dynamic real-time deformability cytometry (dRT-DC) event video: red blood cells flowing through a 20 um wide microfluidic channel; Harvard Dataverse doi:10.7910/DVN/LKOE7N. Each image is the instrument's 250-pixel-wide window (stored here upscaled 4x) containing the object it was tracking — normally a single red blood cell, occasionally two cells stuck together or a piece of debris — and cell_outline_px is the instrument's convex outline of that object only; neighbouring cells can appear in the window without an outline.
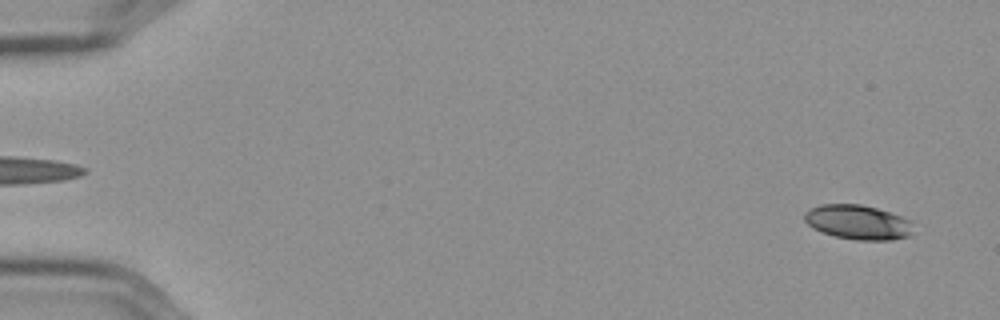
{"species": "Egyptian fruit bat (a non-hibernating species)", "species_latin": "Rousettus aegyptiacus", "temperature_condition": "cold", "stored_images_in_passage": 57, "camera_frame_rate_fps": 3000, "um_per_image_px": 0.085, "frame": {"image": 1, "passage_image": 3, "time_ms": 0.667, "image_size_px": [1000, 320], "cell_outline_px": [[912, 232], [908, 236], [892, 240], [856, 240], [836, 236], [812, 228], [804, 220], [804, 212], [808, 208], [824, 204], [860, 204], [876, 208], [912, 220]], "centroid_in_image_um": [72.91, 18.88], "position_along_channel_um": 12.1, "area_um2": 21.85}}
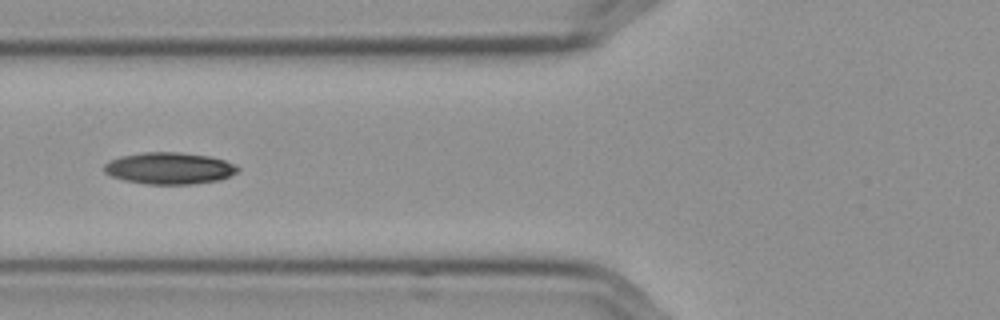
{"frame": {"image": 2, "passage_image": 23, "time_ms": 7.333, "image_size_px": [1000, 320], "cell_outline_px": [[240, 168], [236, 172], [220, 180], [192, 184], [144, 184], [124, 180], [112, 176], [104, 172], [104, 164], [108, 160], [120, 156], [144, 152], [176, 152], [208, 156], [224, 160]], "centroid_in_image_um": [14.34, 14.3], "position_along_channel_um": 111.5, "area_um2": 24.62}}
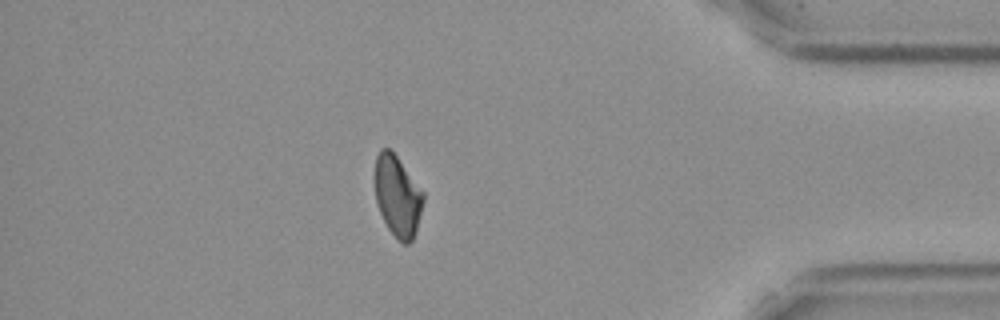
{"frame": {"image": 3, "passage_image": 50, "time_ms": 16.333, "image_size_px": [1000, 320], "cell_outline_px": [[424, 200], [416, 232], [412, 240], [408, 244], [404, 244], [388, 228], [380, 212], [376, 200], [376, 156], [380, 148], [388, 148], [396, 156], [424, 192]], "centroid_in_image_um": [33.81, 16.67], "position_along_channel_um": 401.4, "area_um2": 22.37}, "authors_computed_cell_mechanics": {"area_um2": 23.6402, "velocity_mm_per_s": 3.5984, "shape_relaxation_time_tau1_ms": 7.5502, "shape_relaxation_time_tau2_ms": 8.4301, "deformation_change_tau1": 0.1475, "deformation_change_tau2": 0.1379}}